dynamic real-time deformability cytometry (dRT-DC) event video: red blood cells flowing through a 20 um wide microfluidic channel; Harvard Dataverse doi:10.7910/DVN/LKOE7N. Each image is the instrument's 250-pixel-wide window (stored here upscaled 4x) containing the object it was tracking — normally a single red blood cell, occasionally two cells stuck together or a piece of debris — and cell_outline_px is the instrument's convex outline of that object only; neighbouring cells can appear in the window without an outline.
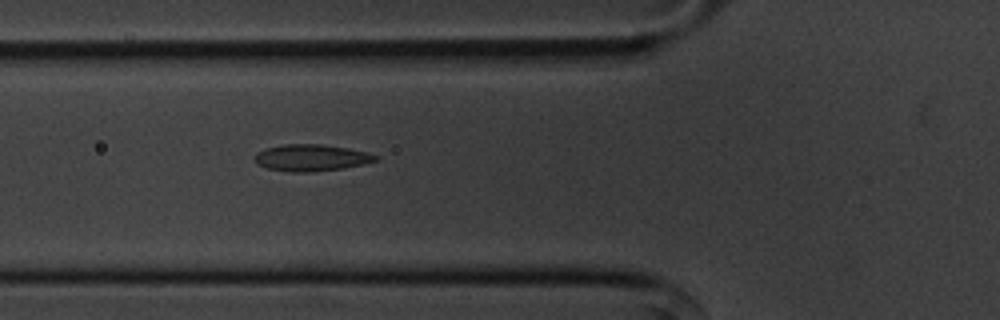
{"species": "common noctule bat (a hibernating species)", "species_latin": "Nyctalus noctula", "temperature_condition": "cold", "stored_images_in_passage": 17, "camera_frame_rate_fps": 3000, "um_per_image_px": 0.085, "animal": {"sex": "male", "body_mass_g": 20.1, "forearm_length_mm": 53.5}, "frame": {"image": 1, "passage_image": 3, "time_ms": 0.667, "image_size_px": [1000, 320], "cell_outline_px": [[380, 160], [364, 164], [344, 168], [308, 172], [292, 172], [268, 168], [256, 164], [252, 156], [256, 152], [264, 148], [284, 144], [320, 144], [348, 148], [380, 156]], "centroid_in_image_um": [26.43, 13.4], "position_along_channel_um": 99.4, "area_um2": 18.96}}
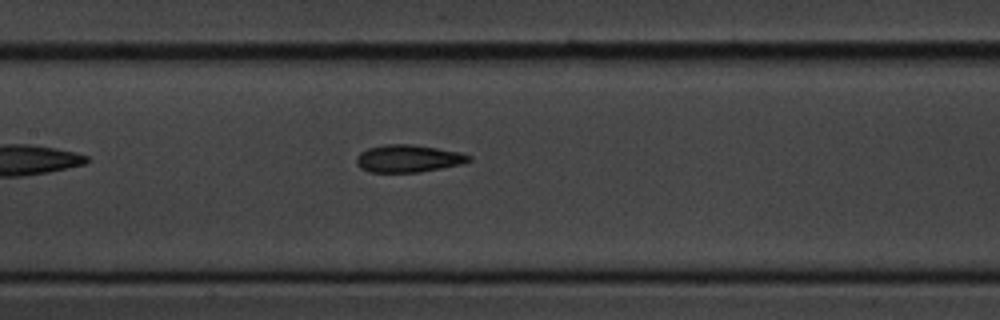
{"frame": {"image": 2, "passage_image": 9, "time_ms": 2.667, "image_size_px": [1000, 320], "cell_outline_px": [[472, 160], [460, 164], [420, 172], [368, 172], [360, 168], [356, 164], [356, 156], [360, 152], [368, 148], [384, 144], [412, 144], [460, 152], [472, 156]], "centroid_in_image_um": [34.66, 13.47], "position_along_channel_um": 172.7, "area_um2": 18.03}}
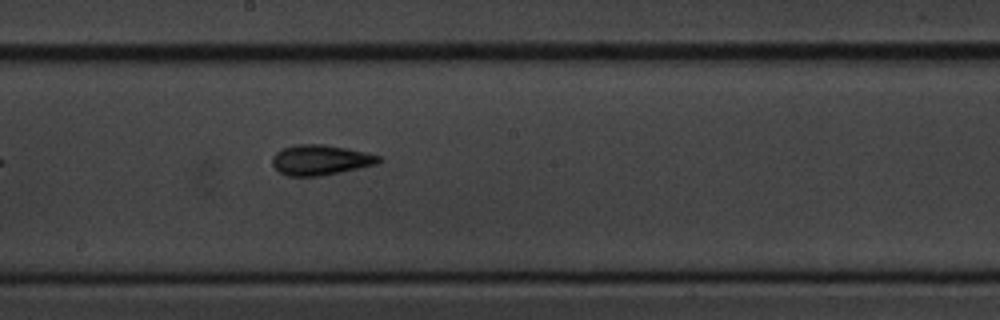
{"frame": {"image": 3, "passage_image": 13, "time_ms": 4.0, "image_size_px": [1000, 320], "cell_outline_px": [[384, 160], [376, 164], [320, 176], [288, 176], [280, 172], [272, 164], [272, 156], [276, 152], [284, 148], [296, 144], [324, 144], [348, 148], [380, 156]], "centroid_in_image_um": [27.23, 13.59], "position_along_channel_um": 221.0, "area_um2": 18.67}}